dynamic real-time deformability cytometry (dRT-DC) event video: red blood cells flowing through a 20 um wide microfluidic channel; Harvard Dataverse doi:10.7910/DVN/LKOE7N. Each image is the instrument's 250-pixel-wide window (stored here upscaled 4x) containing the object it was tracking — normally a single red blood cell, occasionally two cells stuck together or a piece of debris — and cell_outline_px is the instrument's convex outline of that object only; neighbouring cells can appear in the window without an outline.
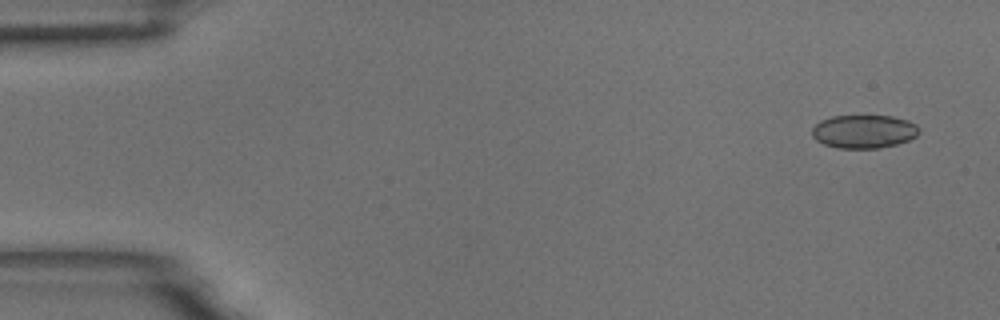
{"species": "common noctule bat (a hibernating species)", "species_latin": "Nyctalus noctula", "temperature_condition": "room temperature", "stored_images_in_passage": 5, "camera_frame_rate_fps": 3000, "um_per_image_px": 0.085, "animal": {"sex": "male", "body_mass_g": 18.8}, "frame": {"image": 1, "passage_image": 1, "time_ms": 0.0, "image_size_px": [1000, 320], "cell_outline_px": [[920, 132], [916, 136], [908, 140], [896, 144], [880, 148], [836, 148], [824, 144], [816, 140], [812, 136], [812, 128], [820, 120], [832, 116], [892, 116], [908, 120], [916, 124], [920, 128]], "centroid_in_image_um": [73.43, 11.17], "position_along_channel_um": 11.6, "area_um2": 20.92}}